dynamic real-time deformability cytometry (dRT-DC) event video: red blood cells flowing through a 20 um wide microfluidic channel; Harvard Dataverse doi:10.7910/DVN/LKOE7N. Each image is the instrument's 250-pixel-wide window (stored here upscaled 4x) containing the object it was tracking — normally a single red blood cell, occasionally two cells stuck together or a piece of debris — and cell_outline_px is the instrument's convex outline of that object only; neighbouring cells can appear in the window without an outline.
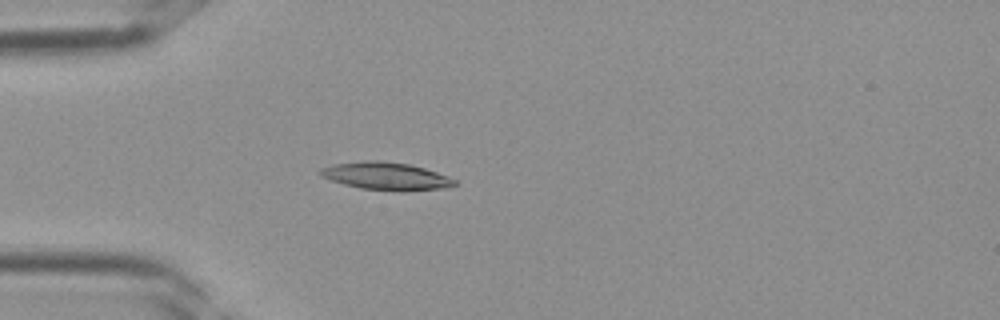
{"species": "Egyptian fruit bat (a non-hibernating species)", "species_latin": "Rousettus aegyptiacus", "temperature_condition": "room temperature", "stored_images_in_passage": 37, "camera_frame_rate_fps": 3000, "um_per_image_px": 0.085, "frame": {"image": 1, "passage_image": 11, "time_ms": 3.333, "image_size_px": [1000, 320], "cell_outline_px": [[456, 184], [440, 188], [404, 192], [360, 188], [344, 184], [320, 176], [316, 172], [320, 168], [332, 164], [364, 160], [380, 160], [408, 164], [424, 168], [448, 176], [456, 180]], "centroid_in_image_um": [32.75, 14.96], "position_along_channel_um": 52.2, "area_um2": 21.73}}
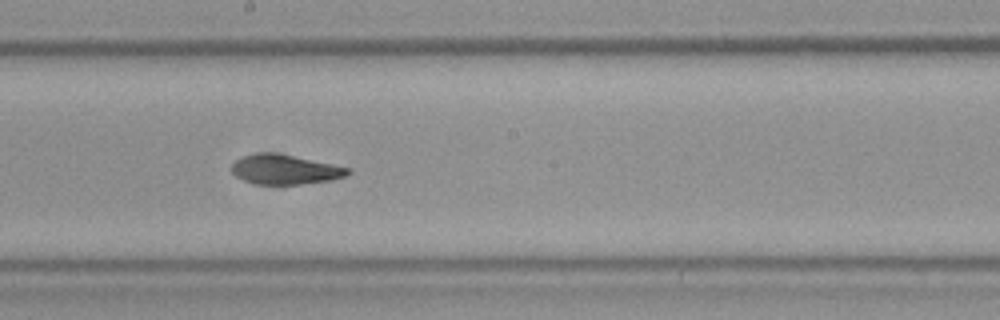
{"frame": {"image": 2, "passage_image": 21, "time_ms": 6.667, "image_size_px": [1000, 320], "cell_outline_px": [[352, 172], [344, 176], [332, 180], [300, 184], [256, 184], [244, 180], [236, 176], [228, 168], [236, 160], [244, 156], [260, 152], [276, 152], [352, 168]], "centroid_in_image_um": [24.22, 14.4], "position_along_channel_um": 224.0, "area_um2": 20.23}}
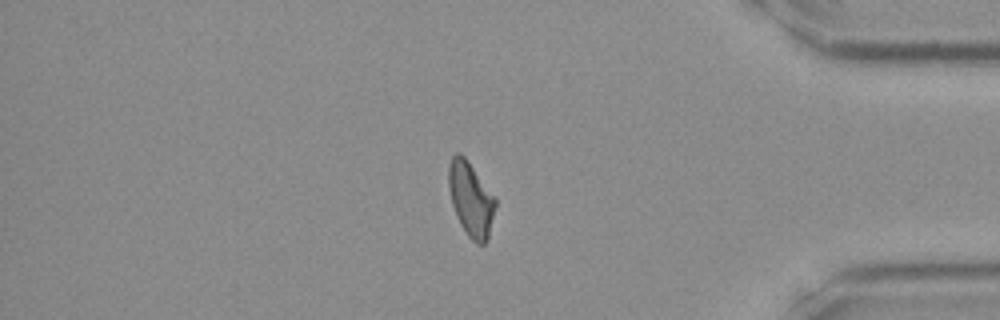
{"frame": {"image": 3, "passage_image": 32, "time_ms": 10.333, "image_size_px": [1000, 320], "cell_outline_px": [[496, 204], [488, 236], [484, 244], [476, 244], [468, 236], [460, 224], [456, 216], [452, 204], [448, 188], [448, 168], [452, 156], [456, 152], [460, 152], [464, 156], [496, 196]], "centroid_in_image_um": [40.01, 16.9], "position_along_channel_um": 395.2, "area_um2": 20.35}}